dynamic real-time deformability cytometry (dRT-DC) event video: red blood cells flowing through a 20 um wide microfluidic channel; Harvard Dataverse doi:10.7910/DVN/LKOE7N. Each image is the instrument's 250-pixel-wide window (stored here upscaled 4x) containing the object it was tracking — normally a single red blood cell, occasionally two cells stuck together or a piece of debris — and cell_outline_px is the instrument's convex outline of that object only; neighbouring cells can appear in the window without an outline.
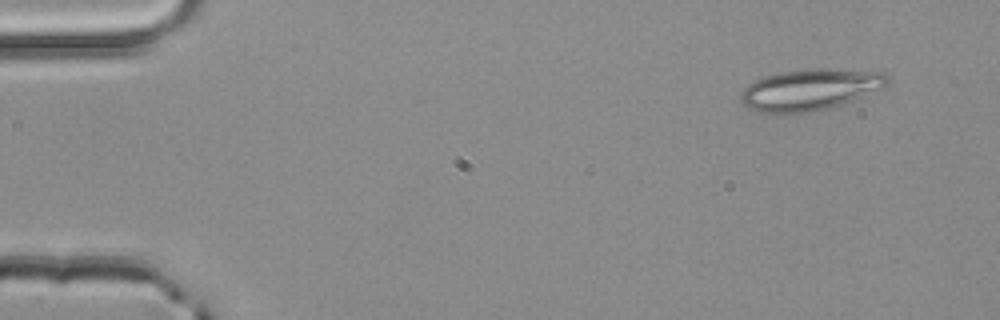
{"species": "common noctule bat (a hibernating species)", "species_latin": "Nyctalus noctula", "temperature_condition": "room temperature", "stored_images_in_passage": 3, "camera_frame_rate_fps": 3000, "um_per_image_px": 0.085, "animal": {"sex": "male", "body_mass_g": 20.4}, "frame": {"image": 1, "passage_image": 1, "time_ms": 0.0, "image_size_px": [1000, 320], "cell_outline_px": [[888, 84], [884, 88], [852, 100], [828, 108], [812, 112], [760, 112], [748, 108], [740, 100], [740, 92], [748, 84], [764, 76], [780, 72], [804, 68], [824, 68], [884, 72], [888, 76]], "centroid_in_image_um": [68.86, 7.59], "position_along_channel_um": 16.1, "area_um2": 35.26}}